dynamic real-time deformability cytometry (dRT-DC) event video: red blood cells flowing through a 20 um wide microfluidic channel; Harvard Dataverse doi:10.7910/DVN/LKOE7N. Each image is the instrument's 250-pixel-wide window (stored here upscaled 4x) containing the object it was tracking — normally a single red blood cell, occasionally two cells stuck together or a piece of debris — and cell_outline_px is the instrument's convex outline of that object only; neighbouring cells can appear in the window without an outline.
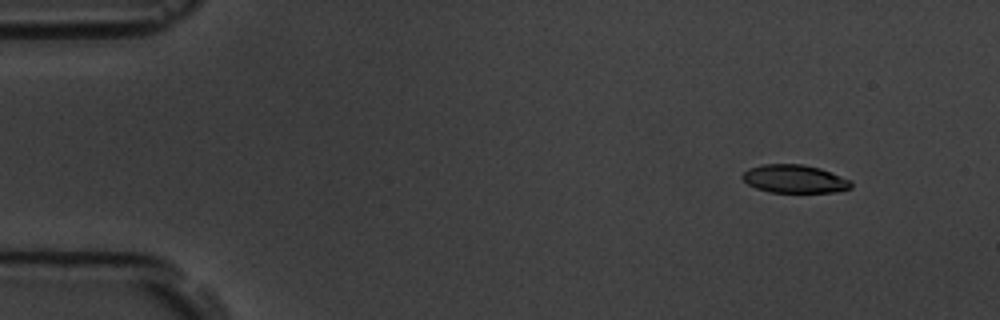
{"species": "common noctule bat (a hibernating species)", "species_latin": "Nyctalus noctula", "temperature_condition": "room temperature", "stored_images_in_passage": 5, "camera_frame_rate_fps": 3000, "um_per_image_px": 0.085, "animal": {"sex": "male", "body_mass_g": 19.5, "forearm_length_mm": 54.6}, "frame": {"image": 1, "passage_image": 2, "time_ms": 1.333, "image_size_px": [1000, 320], "cell_outline_px": [[852, 188], [832, 192], [768, 192], [756, 188], [748, 184], [740, 176], [748, 168], [760, 164], [804, 164], [820, 168], [852, 180]], "centroid_in_image_um": [67.53, 15.2], "position_along_channel_um": 17.5, "area_um2": 17.98}}
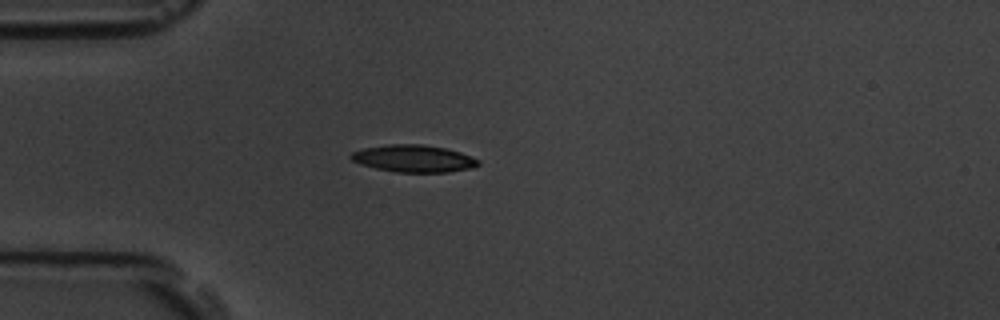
{"frame": {"image": 2, "passage_image": 5, "time_ms": 4.667, "image_size_px": [1000, 320], "cell_outline_px": [[480, 164], [472, 168], [448, 172], [396, 172], [376, 168], [360, 164], [352, 160], [348, 156], [352, 152], [364, 148], [388, 144], [424, 144], [444, 148], [460, 152], [480, 160]], "centroid_in_image_um": [35.16, 13.47], "position_along_channel_um": 49.8, "area_um2": 20.17}}